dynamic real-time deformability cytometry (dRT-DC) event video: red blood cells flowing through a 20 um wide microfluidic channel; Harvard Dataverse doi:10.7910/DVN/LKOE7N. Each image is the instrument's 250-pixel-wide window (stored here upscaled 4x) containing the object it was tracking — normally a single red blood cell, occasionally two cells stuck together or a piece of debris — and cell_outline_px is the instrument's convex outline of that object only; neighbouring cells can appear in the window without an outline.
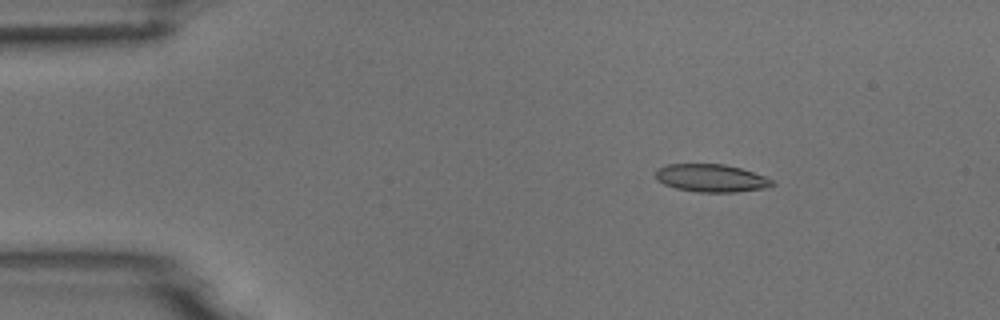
{"species": "common noctule bat (a hibernating species)", "species_latin": "Nyctalus noctula", "temperature_condition": "room temperature", "stored_images_in_passage": 5, "camera_frame_rate_fps": 3000, "um_per_image_px": 0.085, "animal": {"sex": "male", "body_mass_g": 18.8}, "frame": {"image": 1, "passage_image": 3, "time_ms": 2.333, "image_size_px": [1000, 320], "cell_outline_px": [[776, 184], [772, 188], [736, 192], [696, 192], [676, 188], [664, 184], [656, 180], [656, 168], [668, 164], [724, 164], [740, 168], [764, 176], [772, 180]], "centroid_in_image_um": [60.48, 15.15], "position_along_channel_um": 24.5, "area_um2": 19.07}}